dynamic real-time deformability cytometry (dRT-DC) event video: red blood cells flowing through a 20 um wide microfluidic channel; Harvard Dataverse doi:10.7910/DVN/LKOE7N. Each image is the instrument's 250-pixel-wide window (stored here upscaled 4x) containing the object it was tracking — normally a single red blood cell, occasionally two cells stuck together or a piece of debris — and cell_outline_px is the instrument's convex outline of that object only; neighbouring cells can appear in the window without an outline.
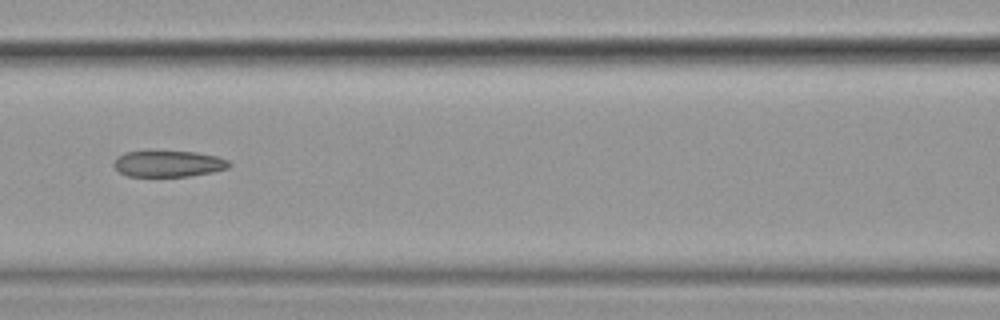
{"species": "common noctule bat (a hibernating species)", "species_latin": "Nyctalus noctula", "temperature_condition": "cold", "stored_images_in_passage": 14, "camera_frame_rate_fps": 3000, "um_per_image_px": 0.085, "animal": {"sex": "female", "body_mass_g": 19.9}, "frame": {"image": 1, "passage_image": 7, "time_ms": 2.0, "image_size_px": [1000, 320], "cell_outline_px": [[232, 164], [228, 168], [212, 172], [188, 176], [128, 176], [120, 172], [112, 164], [116, 156], [124, 152], [148, 148], [196, 152], [216, 156], [228, 160]], "centroid_in_image_um": [14.25, 13.86], "position_along_channel_um": 152.4, "area_um2": 18.5}}
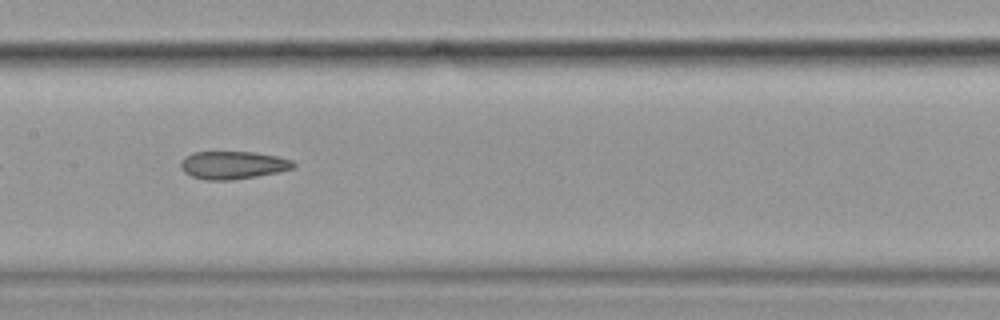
{"frame": {"image": 2, "passage_image": 8, "time_ms": 2.333, "image_size_px": [1000, 320], "cell_outline_px": [[296, 164], [292, 168], [276, 172], [256, 176], [232, 180], [204, 180], [192, 176], [184, 172], [180, 164], [184, 156], [192, 152], [252, 152], [276, 156], [292, 160]], "centroid_in_image_um": [19.76, 14.03], "position_along_channel_um": 187.6, "area_um2": 18.15}}
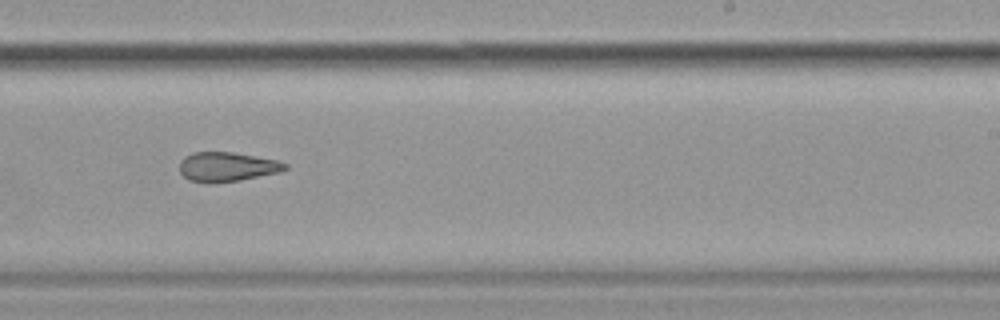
{"frame": {"image": 3, "passage_image": 10, "time_ms": 3.0, "image_size_px": [1000, 320], "cell_outline_px": [[288, 168], [280, 172], [240, 180], [188, 180], [180, 172], [180, 160], [184, 156], [192, 152], [232, 152], [280, 160], [288, 164]], "centroid_in_image_um": [19.35, 14.13], "position_along_channel_um": 269.6, "area_um2": 17.63}}